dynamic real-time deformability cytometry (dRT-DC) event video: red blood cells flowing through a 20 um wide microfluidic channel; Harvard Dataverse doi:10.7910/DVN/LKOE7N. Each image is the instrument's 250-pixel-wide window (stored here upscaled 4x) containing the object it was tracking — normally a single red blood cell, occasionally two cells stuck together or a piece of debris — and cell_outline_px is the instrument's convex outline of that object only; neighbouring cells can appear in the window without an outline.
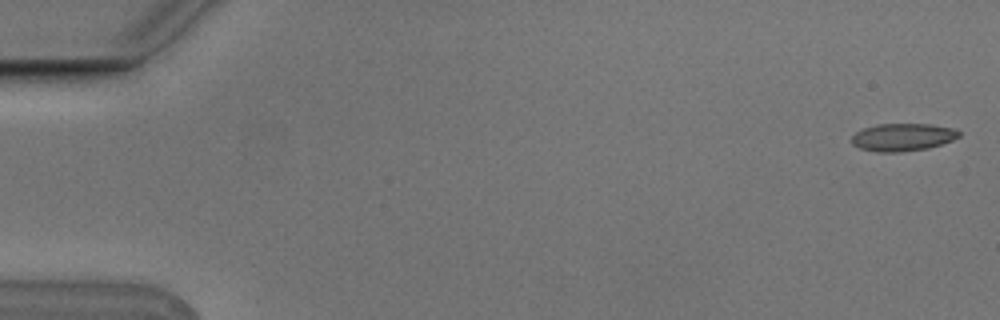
{"species": "Egyptian fruit bat (a non-hibernating species)", "species_latin": "Rousettus aegyptiacus", "temperature_condition": "cold", "stored_images_in_passage": 5, "camera_frame_rate_fps": 3000, "um_per_image_px": 0.085, "animal": {"sex": "male"}, "frame": {"image": 1, "passage_image": 1, "time_ms": 0.0, "image_size_px": [1000, 320], "cell_outline_px": [[960, 136], [952, 140], [928, 148], [900, 152], [880, 152], [860, 148], [852, 144], [852, 136], [856, 132], [864, 128], [880, 124], [928, 124], [952, 128], [960, 132]], "centroid_in_image_um": [76.72, 11.66], "position_along_channel_um": 8.3, "area_um2": 17.05}}
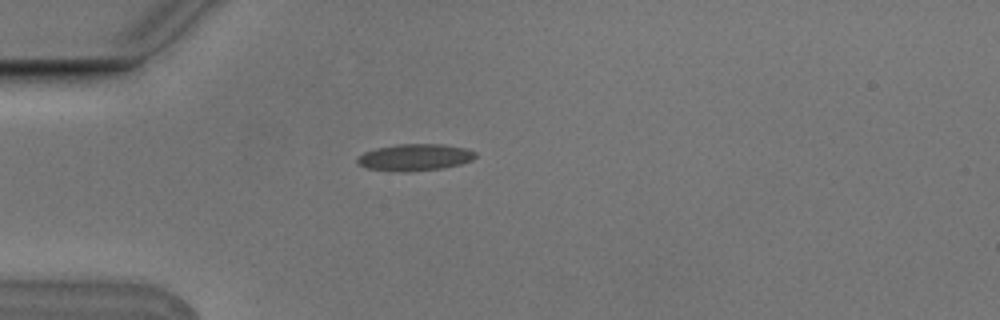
{"frame": {"image": 2, "passage_image": 5, "time_ms": 1.333, "image_size_px": [1000, 320], "cell_outline_px": [[476, 156], [472, 160], [460, 164], [444, 168], [408, 172], [400, 172], [368, 168], [356, 164], [356, 156], [364, 152], [376, 148], [396, 144], [444, 144], [468, 148], [476, 152]], "centroid_in_image_um": [35.25, 13.37], "position_along_channel_um": 49.7, "area_um2": 18.73}}